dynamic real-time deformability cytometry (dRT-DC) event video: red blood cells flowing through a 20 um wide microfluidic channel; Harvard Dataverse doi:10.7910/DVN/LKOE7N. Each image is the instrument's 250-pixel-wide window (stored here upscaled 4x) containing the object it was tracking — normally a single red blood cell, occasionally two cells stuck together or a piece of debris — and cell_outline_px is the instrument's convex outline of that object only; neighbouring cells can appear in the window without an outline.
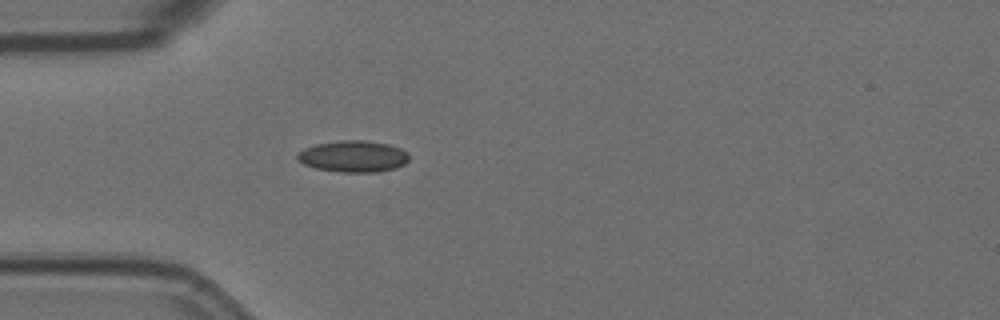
{"species": "Egyptian fruit bat (a non-hibernating species)", "species_latin": "Rousettus aegyptiacus", "temperature_condition": "room temperature", "stored_images_in_passage": 1, "camera_frame_rate_fps": 3000, "um_per_image_px": 0.085, "animal": {"sex": "female"}, "frame": {"image": 1, "passage_image": 1, "time_ms": 0.0, "image_size_px": [1000, 320], "cell_outline_px": [[408, 160], [404, 164], [396, 168], [376, 172], [340, 172], [316, 168], [304, 164], [296, 160], [296, 152], [304, 148], [316, 144], [344, 140], [364, 140], [388, 144], [400, 148], [408, 152]], "centroid_in_image_um": [30.0, 13.29], "position_along_channel_um": 55.0, "area_um2": 20.58}}